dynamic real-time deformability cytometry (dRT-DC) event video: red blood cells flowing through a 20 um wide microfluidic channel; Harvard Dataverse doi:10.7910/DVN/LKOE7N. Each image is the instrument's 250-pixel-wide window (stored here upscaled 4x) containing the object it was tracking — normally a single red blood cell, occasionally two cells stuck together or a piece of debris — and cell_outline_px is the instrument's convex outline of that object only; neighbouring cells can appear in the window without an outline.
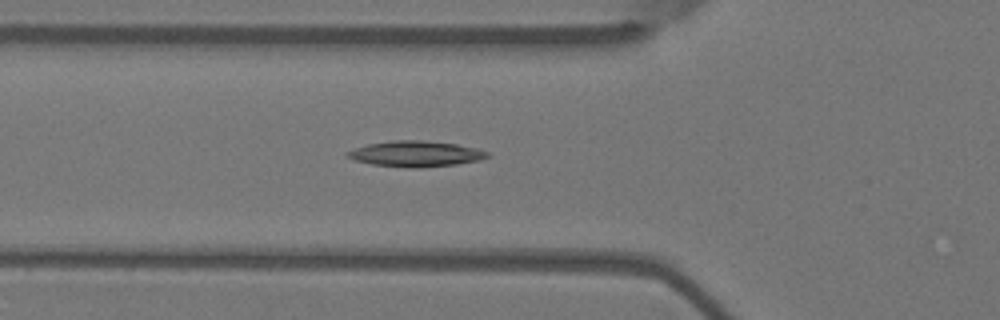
{"species": "Egyptian fruit bat (a non-hibernating species)", "species_latin": "Rousettus aegyptiacus", "temperature_condition": "warm", "stored_images_in_passage": 40, "camera_frame_rate_fps": 3000, "um_per_image_px": 0.085, "animal": {"sex": "female"}, "frame": {"image": 1, "passage_image": 4, "time_ms": 1.0, "image_size_px": [1000, 320], "cell_outline_px": [[492, 156], [480, 160], [456, 164], [420, 168], [412, 168], [372, 164], [356, 160], [348, 156], [348, 152], [356, 148], [368, 144], [392, 140], [420, 140], [456, 144], [476, 148], [488, 152]], "centroid_in_image_um": [35.4, 13.07], "position_along_channel_um": 90.4, "area_um2": 20.75}}
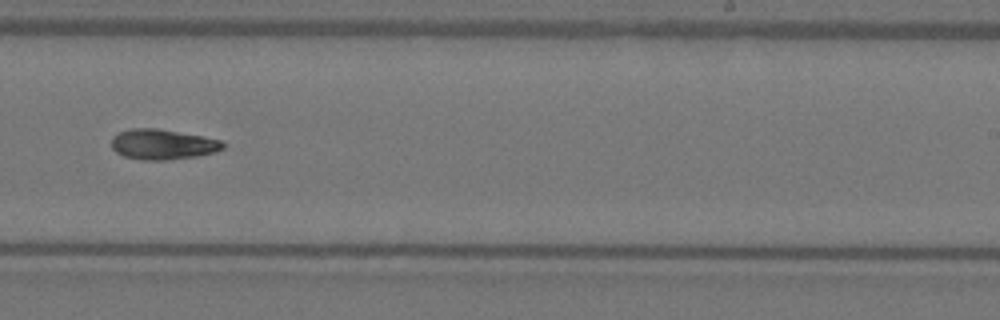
{"frame": {"image": 2, "passage_image": 19, "time_ms": 6.0, "image_size_px": [1000, 320], "cell_outline_px": [[224, 148], [216, 152], [196, 156], [164, 160], [140, 160], [124, 156], [116, 152], [112, 148], [112, 136], [120, 132], [132, 128], [156, 128], [204, 136], [220, 140], [224, 144]], "centroid_in_image_um": [13.82, 12.27], "position_along_channel_um": 275.2, "area_um2": 19.65}}
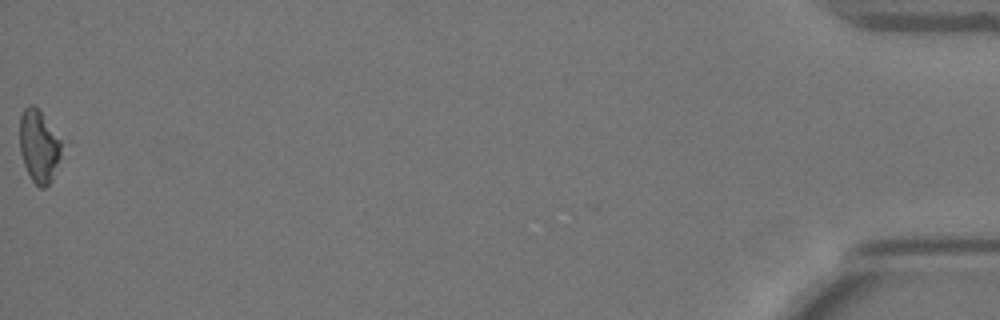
{"frame": {"image": 3, "passage_image": 40, "time_ms": 13.0, "image_size_px": [1000, 320], "cell_outline_px": [[60, 156], [52, 176], [48, 184], [44, 188], [40, 188], [32, 180], [24, 164], [20, 152], [20, 116], [24, 108], [32, 104], [40, 108], [60, 140]], "centroid_in_image_um": [3.27, 12.37], "position_along_channel_um": 431.9, "area_um2": 17.34}, "authors_computed_cell_mechanics": {"area_um2": 18.8717, "velocity_mm_per_s": 3.681, "shape_relaxation_time_tau1_ms": 6.6926, "shape_relaxation_time_tau2_ms": null, "deformation_change_tau1": 0.2085, "deformation_change_tau2": null}}